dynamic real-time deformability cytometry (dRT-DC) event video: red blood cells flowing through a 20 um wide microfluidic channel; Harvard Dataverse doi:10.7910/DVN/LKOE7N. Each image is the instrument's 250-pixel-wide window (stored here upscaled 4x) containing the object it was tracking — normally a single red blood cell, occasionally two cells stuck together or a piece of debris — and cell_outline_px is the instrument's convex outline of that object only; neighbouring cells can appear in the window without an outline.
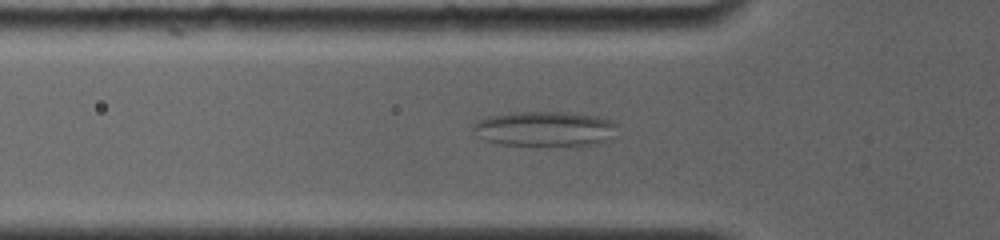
{"species": "common noctule bat (a hibernating species)", "species_latin": "Nyctalus noctula", "temperature_condition": "room temperature", "stored_images_in_passage": 27, "camera_frame_rate_fps": 4000, "um_per_image_px": 0.085, "animal": {"sex": "female", "body_mass_g": 19.0, "forearm_length_mm": 56.7}, "frame": {"image": 1, "passage_image": 11, "time_ms": 5.0, "image_size_px": [1000, 240], "cell_outline_px": [[616, 124], [612, 140], [596, 144], [564, 148], [496, 144], [484, 140], [476, 136], [472, 128], [476, 120], [488, 116], [512, 112], [568, 112], [596, 116], [612, 120]], "centroid_in_image_um": [46.3, 10.99], "position_along_channel_um": 79.5, "area_um2": 30.69}}
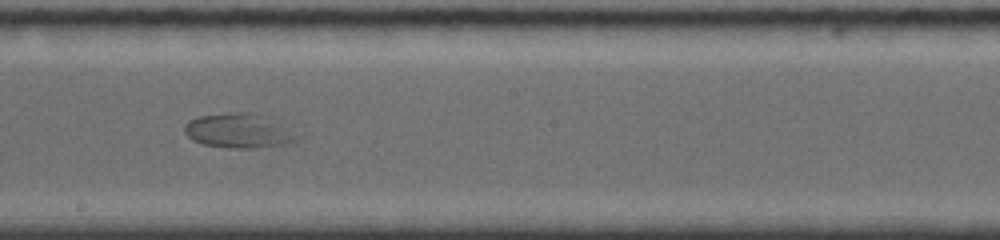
{"frame": {"image": 2, "passage_image": 17, "time_ms": 9.0, "image_size_px": [1000, 240], "cell_outline_px": [[304, 136], [296, 140], [284, 144], [256, 148], [228, 148], [204, 144], [192, 140], [184, 132], [184, 124], [188, 120], [200, 116], [224, 112], [252, 112]], "centroid_in_image_um": [20.24, 11.12], "position_along_channel_um": 228.0, "area_um2": 22.48}}
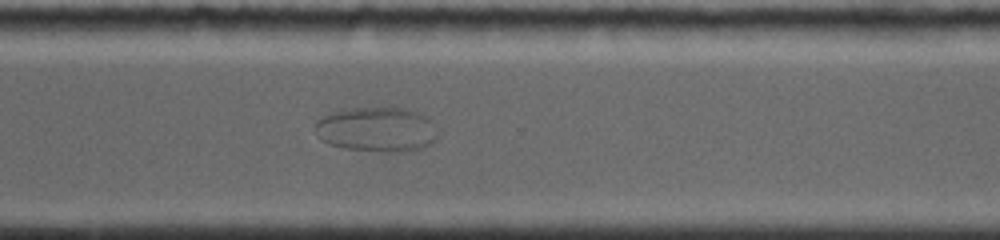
{"frame": {"image": 3, "passage_image": 21, "time_ms": 12.0, "image_size_px": [1000, 240], "cell_outline_px": [[436, 136], [432, 144], [412, 152], [388, 152], [344, 148], [328, 144], [320, 140], [316, 128], [316, 120], [332, 112], [352, 108], [404, 108], [428, 116]], "centroid_in_image_um": [32.02, 11.02], "position_along_channel_um": 338.6, "area_um2": 31.85}}